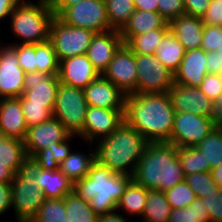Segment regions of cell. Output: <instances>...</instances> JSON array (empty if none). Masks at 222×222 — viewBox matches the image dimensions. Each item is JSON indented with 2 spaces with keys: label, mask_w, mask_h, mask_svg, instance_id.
Instances as JSON below:
<instances>
[{
  "label": "cell",
  "mask_w": 222,
  "mask_h": 222,
  "mask_svg": "<svg viewBox=\"0 0 222 222\" xmlns=\"http://www.w3.org/2000/svg\"><path fill=\"white\" fill-rule=\"evenodd\" d=\"M185 179L178 148L168 142L148 143L132 180L148 190L168 191Z\"/></svg>",
  "instance_id": "2"
},
{
  "label": "cell",
  "mask_w": 222,
  "mask_h": 222,
  "mask_svg": "<svg viewBox=\"0 0 222 222\" xmlns=\"http://www.w3.org/2000/svg\"><path fill=\"white\" fill-rule=\"evenodd\" d=\"M96 142V161L114 173L129 176L134 174L137 162L149 143L125 121L110 136Z\"/></svg>",
  "instance_id": "3"
},
{
  "label": "cell",
  "mask_w": 222,
  "mask_h": 222,
  "mask_svg": "<svg viewBox=\"0 0 222 222\" xmlns=\"http://www.w3.org/2000/svg\"><path fill=\"white\" fill-rule=\"evenodd\" d=\"M178 159L184 176L199 172H209L203 154L197 147L178 148Z\"/></svg>",
  "instance_id": "38"
},
{
  "label": "cell",
  "mask_w": 222,
  "mask_h": 222,
  "mask_svg": "<svg viewBox=\"0 0 222 222\" xmlns=\"http://www.w3.org/2000/svg\"><path fill=\"white\" fill-rule=\"evenodd\" d=\"M216 111H217L218 122H222V95L219 101L216 103Z\"/></svg>",
  "instance_id": "58"
},
{
  "label": "cell",
  "mask_w": 222,
  "mask_h": 222,
  "mask_svg": "<svg viewBox=\"0 0 222 222\" xmlns=\"http://www.w3.org/2000/svg\"><path fill=\"white\" fill-rule=\"evenodd\" d=\"M158 13L169 23L185 13L184 0H157Z\"/></svg>",
  "instance_id": "47"
},
{
  "label": "cell",
  "mask_w": 222,
  "mask_h": 222,
  "mask_svg": "<svg viewBox=\"0 0 222 222\" xmlns=\"http://www.w3.org/2000/svg\"><path fill=\"white\" fill-rule=\"evenodd\" d=\"M69 136L63 124L55 117L31 126L24 139L27 156L33 157L37 152L53 146L55 142H63Z\"/></svg>",
  "instance_id": "17"
},
{
  "label": "cell",
  "mask_w": 222,
  "mask_h": 222,
  "mask_svg": "<svg viewBox=\"0 0 222 222\" xmlns=\"http://www.w3.org/2000/svg\"><path fill=\"white\" fill-rule=\"evenodd\" d=\"M21 106L27 127L41 124L53 117V111L46 104L30 103V100H21Z\"/></svg>",
  "instance_id": "40"
},
{
  "label": "cell",
  "mask_w": 222,
  "mask_h": 222,
  "mask_svg": "<svg viewBox=\"0 0 222 222\" xmlns=\"http://www.w3.org/2000/svg\"><path fill=\"white\" fill-rule=\"evenodd\" d=\"M105 4L111 29L121 31L135 12L133 0H105Z\"/></svg>",
  "instance_id": "35"
},
{
  "label": "cell",
  "mask_w": 222,
  "mask_h": 222,
  "mask_svg": "<svg viewBox=\"0 0 222 222\" xmlns=\"http://www.w3.org/2000/svg\"><path fill=\"white\" fill-rule=\"evenodd\" d=\"M76 137L78 136L70 135L63 142H55L53 143V146H49L48 148L37 152L33 158L40 165L41 169L55 171L59 169V164L72 151L69 141Z\"/></svg>",
  "instance_id": "30"
},
{
  "label": "cell",
  "mask_w": 222,
  "mask_h": 222,
  "mask_svg": "<svg viewBox=\"0 0 222 222\" xmlns=\"http://www.w3.org/2000/svg\"><path fill=\"white\" fill-rule=\"evenodd\" d=\"M55 17L49 5L20 0L9 18L11 34L21 41L10 44H39L49 41L50 25Z\"/></svg>",
  "instance_id": "5"
},
{
  "label": "cell",
  "mask_w": 222,
  "mask_h": 222,
  "mask_svg": "<svg viewBox=\"0 0 222 222\" xmlns=\"http://www.w3.org/2000/svg\"><path fill=\"white\" fill-rule=\"evenodd\" d=\"M184 180L199 198L206 197L207 194L218 187L215 184L211 172H197L185 176Z\"/></svg>",
  "instance_id": "42"
},
{
  "label": "cell",
  "mask_w": 222,
  "mask_h": 222,
  "mask_svg": "<svg viewBox=\"0 0 222 222\" xmlns=\"http://www.w3.org/2000/svg\"><path fill=\"white\" fill-rule=\"evenodd\" d=\"M202 201L209 212L210 222H222V189L217 187L203 197Z\"/></svg>",
  "instance_id": "44"
},
{
  "label": "cell",
  "mask_w": 222,
  "mask_h": 222,
  "mask_svg": "<svg viewBox=\"0 0 222 222\" xmlns=\"http://www.w3.org/2000/svg\"><path fill=\"white\" fill-rule=\"evenodd\" d=\"M60 61L50 41L36 44V71L58 75Z\"/></svg>",
  "instance_id": "37"
},
{
  "label": "cell",
  "mask_w": 222,
  "mask_h": 222,
  "mask_svg": "<svg viewBox=\"0 0 222 222\" xmlns=\"http://www.w3.org/2000/svg\"><path fill=\"white\" fill-rule=\"evenodd\" d=\"M15 174L9 166L0 163V182L11 183Z\"/></svg>",
  "instance_id": "56"
},
{
  "label": "cell",
  "mask_w": 222,
  "mask_h": 222,
  "mask_svg": "<svg viewBox=\"0 0 222 222\" xmlns=\"http://www.w3.org/2000/svg\"><path fill=\"white\" fill-rule=\"evenodd\" d=\"M217 126L221 129L222 131V122H218Z\"/></svg>",
  "instance_id": "62"
},
{
  "label": "cell",
  "mask_w": 222,
  "mask_h": 222,
  "mask_svg": "<svg viewBox=\"0 0 222 222\" xmlns=\"http://www.w3.org/2000/svg\"><path fill=\"white\" fill-rule=\"evenodd\" d=\"M94 35L89 29L69 26L55 16L50 25L49 41L60 61L86 54Z\"/></svg>",
  "instance_id": "8"
},
{
  "label": "cell",
  "mask_w": 222,
  "mask_h": 222,
  "mask_svg": "<svg viewBox=\"0 0 222 222\" xmlns=\"http://www.w3.org/2000/svg\"><path fill=\"white\" fill-rule=\"evenodd\" d=\"M204 27L201 17L187 14L174 18L169 22L170 31L186 51L200 48Z\"/></svg>",
  "instance_id": "23"
},
{
  "label": "cell",
  "mask_w": 222,
  "mask_h": 222,
  "mask_svg": "<svg viewBox=\"0 0 222 222\" xmlns=\"http://www.w3.org/2000/svg\"><path fill=\"white\" fill-rule=\"evenodd\" d=\"M209 4L210 0H184L185 13L202 18Z\"/></svg>",
  "instance_id": "49"
},
{
  "label": "cell",
  "mask_w": 222,
  "mask_h": 222,
  "mask_svg": "<svg viewBox=\"0 0 222 222\" xmlns=\"http://www.w3.org/2000/svg\"><path fill=\"white\" fill-rule=\"evenodd\" d=\"M27 157L24 141L7 137L0 142V163L9 166L15 173Z\"/></svg>",
  "instance_id": "33"
},
{
  "label": "cell",
  "mask_w": 222,
  "mask_h": 222,
  "mask_svg": "<svg viewBox=\"0 0 222 222\" xmlns=\"http://www.w3.org/2000/svg\"><path fill=\"white\" fill-rule=\"evenodd\" d=\"M169 30L170 28H158L141 35H135L131 37L125 45L134 54L154 55L156 48Z\"/></svg>",
  "instance_id": "31"
},
{
  "label": "cell",
  "mask_w": 222,
  "mask_h": 222,
  "mask_svg": "<svg viewBox=\"0 0 222 222\" xmlns=\"http://www.w3.org/2000/svg\"><path fill=\"white\" fill-rule=\"evenodd\" d=\"M212 177L215 181V184L222 189V164L217 167L211 169Z\"/></svg>",
  "instance_id": "57"
},
{
  "label": "cell",
  "mask_w": 222,
  "mask_h": 222,
  "mask_svg": "<svg viewBox=\"0 0 222 222\" xmlns=\"http://www.w3.org/2000/svg\"><path fill=\"white\" fill-rule=\"evenodd\" d=\"M20 0H0V22L10 18L12 11Z\"/></svg>",
  "instance_id": "52"
},
{
  "label": "cell",
  "mask_w": 222,
  "mask_h": 222,
  "mask_svg": "<svg viewBox=\"0 0 222 222\" xmlns=\"http://www.w3.org/2000/svg\"><path fill=\"white\" fill-rule=\"evenodd\" d=\"M17 51L19 66L25 73L36 71V44H8Z\"/></svg>",
  "instance_id": "43"
},
{
  "label": "cell",
  "mask_w": 222,
  "mask_h": 222,
  "mask_svg": "<svg viewBox=\"0 0 222 222\" xmlns=\"http://www.w3.org/2000/svg\"><path fill=\"white\" fill-rule=\"evenodd\" d=\"M102 75L125 95L134 94L137 91L135 54L123 43Z\"/></svg>",
  "instance_id": "14"
},
{
  "label": "cell",
  "mask_w": 222,
  "mask_h": 222,
  "mask_svg": "<svg viewBox=\"0 0 222 222\" xmlns=\"http://www.w3.org/2000/svg\"><path fill=\"white\" fill-rule=\"evenodd\" d=\"M24 78L25 71L19 66L17 51L11 45L0 42V98L22 96Z\"/></svg>",
  "instance_id": "15"
},
{
  "label": "cell",
  "mask_w": 222,
  "mask_h": 222,
  "mask_svg": "<svg viewBox=\"0 0 222 222\" xmlns=\"http://www.w3.org/2000/svg\"><path fill=\"white\" fill-rule=\"evenodd\" d=\"M165 194L172 209L186 208L197 198L185 180L176 184L170 190L165 191Z\"/></svg>",
  "instance_id": "41"
},
{
  "label": "cell",
  "mask_w": 222,
  "mask_h": 222,
  "mask_svg": "<svg viewBox=\"0 0 222 222\" xmlns=\"http://www.w3.org/2000/svg\"><path fill=\"white\" fill-rule=\"evenodd\" d=\"M88 106L125 109L126 95L102 74L83 89Z\"/></svg>",
  "instance_id": "19"
},
{
  "label": "cell",
  "mask_w": 222,
  "mask_h": 222,
  "mask_svg": "<svg viewBox=\"0 0 222 222\" xmlns=\"http://www.w3.org/2000/svg\"><path fill=\"white\" fill-rule=\"evenodd\" d=\"M88 104L81 88L60 82L53 109L57 118L70 135L80 136L85 125Z\"/></svg>",
  "instance_id": "7"
},
{
  "label": "cell",
  "mask_w": 222,
  "mask_h": 222,
  "mask_svg": "<svg viewBox=\"0 0 222 222\" xmlns=\"http://www.w3.org/2000/svg\"><path fill=\"white\" fill-rule=\"evenodd\" d=\"M35 180L43 191L45 199H64L73 192L74 182L60 169L55 171L40 169Z\"/></svg>",
  "instance_id": "25"
},
{
  "label": "cell",
  "mask_w": 222,
  "mask_h": 222,
  "mask_svg": "<svg viewBox=\"0 0 222 222\" xmlns=\"http://www.w3.org/2000/svg\"><path fill=\"white\" fill-rule=\"evenodd\" d=\"M158 28H169V23L158 12L135 10L120 34L125 44L135 35H141Z\"/></svg>",
  "instance_id": "24"
},
{
  "label": "cell",
  "mask_w": 222,
  "mask_h": 222,
  "mask_svg": "<svg viewBox=\"0 0 222 222\" xmlns=\"http://www.w3.org/2000/svg\"><path fill=\"white\" fill-rule=\"evenodd\" d=\"M64 199H45L31 222H67Z\"/></svg>",
  "instance_id": "39"
},
{
  "label": "cell",
  "mask_w": 222,
  "mask_h": 222,
  "mask_svg": "<svg viewBox=\"0 0 222 222\" xmlns=\"http://www.w3.org/2000/svg\"><path fill=\"white\" fill-rule=\"evenodd\" d=\"M175 112L168 93L128 94L124 121L149 142H169Z\"/></svg>",
  "instance_id": "1"
},
{
  "label": "cell",
  "mask_w": 222,
  "mask_h": 222,
  "mask_svg": "<svg viewBox=\"0 0 222 222\" xmlns=\"http://www.w3.org/2000/svg\"><path fill=\"white\" fill-rule=\"evenodd\" d=\"M58 18L72 27L89 29L94 33L108 32L111 29L105 0H83L67 7Z\"/></svg>",
  "instance_id": "10"
},
{
  "label": "cell",
  "mask_w": 222,
  "mask_h": 222,
  "mask_svg": "<svg viewBox=\"0 0 222 222\" xmlns=\"http://www.w3.org/2000/svg\"><path fill=\"white\" fill-rule=\"evenodd\" d=\"M56 0H38L36 2L51 6Z\"/></svg>",
  "instance_id": "59"
},
{
  "label": "cell",
  "mask_w": 222,
  "mask_h": 222,
  "mask_svg": "<svg viewBox=\"0 0 222 222\" xmlns=\"http://www.w3.org/2000/svg\"><path fill=\"white\" fill-rule=\"evenodd\" d=\"M131 181L132 176L114 173L96 161L87 176L74 182L73 192L90 202L92 211L100 216L116 210Z\"/></svg>",
  "instance_id": "4"
},
{
  "label": "cell",
  "mask_w": 222,
  "mask_h": 222,
  "mask_svg": "<svg viewBox=\"0 0 222 222\" xmlns=\"http://www.w3.org/2000/svg\"><path fill=\"white\" fill-rule=\"evenodd\" d=\"M125 109H104L88 106L85 125L80 139L85 140L90 146L110 136L124 121Z\"/></svg>",
  "instance_id": "12"
},
{
  "label": "cell",
  "mask_w": 222,
  "mask_h": 222,
  "mask_svg": "<svg viewBox=\"0 0 222 222\" xmlns=\"http://www.w3.org/2000/svg\"><path fill=\"white\" fill-rule=\"evenodd\" d=\"M0 128L6 137L24 141L28 127L25 123L20 97L1 99Z\"/></svg>",
  "instance_id": "22"
},
{
  "label": "cell",
  "mask_w": 222,
  "mask_h": 222,
  "mask_svg": "<svg viewBox=\"0 0 222 222\" xmlns=\"http://www.w3.org/2000/svg\"><path fill=\"white\" fill-rule=\"evenodd\" d=\"M222 44V26L205 25L200 48L206 52L217 51Z\"/></svg>",
  "instance_id": "45"
},
{
  "label": "cell",
  "mask_w": 222,
  "mask_h": 222,
  "mask_svg": "<svg viewBox=\"0 0 222 222\" xmlns=\"http://www.w3.org/2000/svg\"><path fill=\"white\" fill-rule=\"evenodd\" d=\"M6 137L5 133L3 132V130L0 128V142L3 141Z\"/></svg>",
  "instance_id": "60"
},
{
  "label": "cell",
  "mask_w": 222,
  "mask_h": 222,
  "mask_svg": "<svg viewBox=\"0 0 222 222\" xmlns=\"http://www.w3.org/2000/svg\"><path fill=\"white\" fill-rule=\"evenodd\" d=\"M93 149L89 148L88 155L87 152L71 151L59 164V169L72 182H76L87 176L92 165L96 162V152L95 148Z\"/></svg>",
  "instance_id": "26"
},
{
  "label": "cell",
  "mask_w": 222,
  "mask_h": 222,
  "mask_svg": "<svg viewBox=\"0 0 222 222\" xmlns=\"http://www.w3.org/2000/svg\"><path fill=\"white\" fill-rule=\"evenodd\" d=\"M206 68L208 74L214 73L222 75V57L218 51L207 52Z\"/></svg>",
  "instance_id": "50"
},
{
  "label": "cell",
  "mask_w": 222,
  "mask_h": 222,
  "mask_svg": "<svg viewBox=\"0 0 222 222\" xmlns=\"http://www.w3.org/2000/svg\"><path fill=\"white\" fill-rule=\"evenodd\" d=\"M40 169L33 157H27L11 182L15 222H31L45 201L44 193L35 180Z\"/></svg>",
  "instance_id": "6"
},
{
  "label": "cell",
  "mask_w": 222,
  "mask_h": 222,
  "mask_svg": "<svg viewBox=\"0 0 222 222\" xmlns=\"http://www.w3.org/2000/svg\"><path fill=\"white\" fill-rule=\"evenodd\" d=\"M83 0H56L51 6V10L56 17H58L67 7Z\"/></svg>",
  "instance_id": "53"
},
{
  "label": "cell",
  "mask_w": 222,
  "mask_h": 222,
  "mask_svg": "<svg viewBox=\"0 0 222 222\" xmlns=\"http://www.w3.org/2000/svg\"><path fill=\"white\" fill-rule=\"evenodd\" d=\"M218 124V118H206L190 112L175 113L171 139L177 148L196 147Z\"/></svg>",
  "instance_id": "11"
},
{
  "label": "cell",
  "mask_w": 222,
  "mask_h": 222,
  "mask_svg": "<svg viewBox=\"0 0 222 222\" xmlns=\"http://www.w3.org/2000/svg\"><path fill=\"white\" fill-rule=\"evenodd\" d=\"M185 48L169 30L155 50V56L160 59L162 64L173 74L181 65L185 55Z\"/></svg>",
  "instance_id": "27"
},
{
  "label": "cell",
  "mask_w": 222,
  "mask_h": 222,
  "mask_svg": "<svg viewBox=\"0 0 222 222\" xmlns=\"http://www.w3.org/2000/svg\"><path fill=\"white\" fill-rule=\"evenodd\" d=\"M217 51L219 52V55L222 57V44H221V46L218 48Z\"/></svg>",
  "instance_id": "61"
},
{
  "label": "cell",
  "mask_w": 222,
  "mask_h": 222,
  "mask_svg": "<svg viewBox=\"0 0 222 222\" xmlns=\"http://www.w3.org/2000/svg\"><path fill=\"white\" fill-rule=\"evenodd\" d=\"M137 91L134 94L168 93L174 85V74L155 55L135 54Z\"/></svg>",
  "instance_id": "9"
},
{
  "label": "cell",
  "mask_w": 222,
  "mask_h": 222,
  "mask_svg": "<svg viewBox=\"0 0 222 222\" xmlns=\"http://www.w3.org/2000/svg\"><path fill=\"white\" fill-rule=\"evenodd\" d=\"M175 113L190 112L206 118H218L216 103L210 100L199 87L175 84L168 92Z\"/></svg>",
  "instance_id": "13"
},
{
  "label": "cell",
  "mask_w": 222,
  "mask_h": 222,
  "mask_svg": "<svg viewBox=\"0 0 222 222\" xmlns=\"http://www.w3.org/2000/svg\"><path fill=\"white\" fill-rule=\"evenodd\" d=\"M135 10L158 12L157 0H133Z\"/></svg>",
  "instance_id": "54"
},
{
  "label": "cell",
  "mask_w": 222,
  "mask_h": 222,
  "mask_svg": "<svg viewBox=\"0 0 222 222\" xmlns=\"http://www.w3.org/2000/svg\"><path fill=\"white\" fill-rule=\"evenodd\" d=\"M196 147L203 154L205 165H209V172L222 164V131L218 126Z\"/></svg>",
  "instance_id": "32"
},
{
  "label": "cell",
  "mask_w": 222,
  "mask_h": 222,
  "mask_svg": "<svg viewBox=\"0 0 222 222\" xmlns=\"http://www.w3.org/2000/svg\"><path fill=\"white\" fill-rule=\"evenodd\" d=\"M65 211L67 222H98L99 216L92 211L90 202L78 197L74 192L65 197Z\"/></svg>",
  "instance_id": "34"
},
{
  "label": "cell",
  "mask_w": 222,
  "mask_h": 222,
  "mask_svg": "<svg viewBox=\"0 0 222 222\" xmlns=\"http://www.w3.org/2000/svg\"><path fill=\"white\" fill-rule=\"evenodd\" d=\"M204 25L222 26V0L210 1L206 13L202 16Z\"/></svg>",
  "instance_id": "48"
},
{
  "label": "cell",
  "mask_w": 222,
  "mask_h": 222,
  "mask_svg": "<svg viewBox=\"0 0 222 222\" xmlns=\"http://www.w3.org/2000/svg\"><path fill=\"white\" fill-rule=\"evenodd\" d=\"M148 197V189L135 183L133 180L126 187L125 192L119 200L116 210L127 213L128 216H137L138 219L142 217L144 207ZM121 209V210H120Z\"/></svg>",
  "instance_id": "28"
},
{
  "label": "cell",
  "mask_w": 222,
  "mask_h": 222,
  "mask_svg": "<svg viewBox=\"0 0 222 222\" xmlns=\"http://www.w3.org/2000/svg\"><path fill=\"white\" fill-rule=\"evenodd\" d=\"M172 207L162 190H148L141 222H168Z\"/></svg>",
  "instance_id": "29"
},
{
  "label": "cell",
  "mask_w": 222,
  "mask_h": 222,
  "mask_svg": "<svg viewBox=\"0 0 222 222\" xmlns=\"http://www.w3.org/2000/svg\"><path fill=\"white\" fill-rule=\"evenodd\" d=\"M127 216L125 217L124 214H120V211L117 210L112 211L107 214L100 215L98 218V222H130L128 221Z\"/></svg>",
  "instance_id": "55"
},
{
  "label": "cell",
  "mask_w": 222,
  "mask_h": 222,
  "mask_svg": "<svg viewBox=\"0 0 222 222\" xmlns=\"http://www.w3.org/2000/svg\"><path fill=\"white\" fill-rule=\"evenodd\" d=\"M168 222H210V216L202 198L197 197L186 208L172 209Z\"/></svg>",
  "instance_id": "36"
},
{
  "label": "cell",
  "mask_w": 222,
  "mask_h": 222,
  "mask_svg": "<svg viewBox=\"0 0 222 222\" xmlns=\"http://www.w3.org/2000/svg\"><path fill=\"white\" fill-rule=\"evenodd\" d=\"M100 75L86 54L60 60L58 78L63 84L84 89Z\"/></svg>",
  "instance_id": "18"
},
{
  "label": "cell",
  "mask_w": 222,
  "mask_h": 222,
  "mask_svg": "<svg viewBox=\"0 0 222 222\" xmlns=\"http://www.w3.org/2000/svg\"><path fill=\"white\" fill-rule=\"evenodd\" d=\"M59 85L58 75H49L38 71L25 73L24 92L20 96V100L46 104V107L53 111Z\"/></svg>",
  "instance_id": "16"
},
{
  "label": "cell",
  "mask_w": 222,
  "mask_h": 222,
  "mask_svg": "<svg viewBox=\"0 0 222 222\" xmlns=\"http://www.w3.org/2000/svg\"><path fill=\"white\" fill-rule=\"evenodd\" d=\"M199 88L210 100L217 103L222 95V75L207 74Z\"/></svg>",
  "instance_id": "46"
},
{
  "label": "cell",
  "mask_w": 222,
  "mask_h": 222,
  "mask_svg": "<svg viewBox=\"0 0 222 222\" xmlns=\"http://www.w3.org/2000/svg\"><path fill=\"white\" fill-rule=\"evenodd\" d=\"M122 44L123 40L120 31L110 30L108 32L95 33L86 55L96 70L103 74Z\"/></svg>",
  "instance_id": "20"
},
{
  "label": "cell",
  "mask_w": 222,
  "mask_h": 222,
  "mask_svg": "<svg viewBox=\"0 0 222 222\" xmlns=\"http://www.w3.org/2000/svg\"><path fill=\"white\" fill-rule=\"evenodd\" d=\"M206 54L202 48L187 50L181 65L174 74V83L189 87H199L208 74Z\"/></svg>",
  "instance_id": "21"
},
{
  "label": "cell",
  "mask_w": 222,
  "mask_h": 222,
  "mask_svg": "<svg viewBox=\"0 0 222 222\" xmlns=\"http://www.w3.org/2000/svg\"><path fill=\"white\" fill-rule=\"evenodd\" d=\"M11 208V183L0 182V216Z\"/></svg>",
  "instance_id": "51"
}]
</instances>
